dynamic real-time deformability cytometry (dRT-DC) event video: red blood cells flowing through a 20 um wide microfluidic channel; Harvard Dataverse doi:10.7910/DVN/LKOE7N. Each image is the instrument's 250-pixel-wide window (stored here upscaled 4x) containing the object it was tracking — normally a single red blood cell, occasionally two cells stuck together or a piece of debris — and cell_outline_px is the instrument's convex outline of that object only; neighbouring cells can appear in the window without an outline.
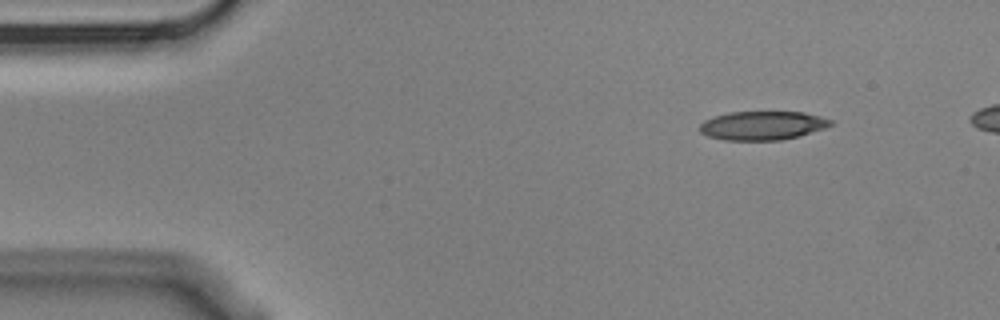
{"species": "Egyptian fruit bat (a non-hibernating species)", "species_latin": "Rousettus aegyptiacus", "temperature_condition": "cold", "stored_images_in_passage": 9, "camera_frame_rate_fps": 3000, "um_per_image_px": 0.085, "animal": {"sex": "male"}, "frame": {"image": 1, "passage_image": 1, "time_ms": 0.0, "image_size_px": [1000, 320], "cell_outline_px": [[832, 124], [824, 128], [796, 136], [780, 140], [724, 140], [708, 136], [700, 132], [700, 124], [704, 120], [712, 116], [728, 112], [804, 112], [820, 116], [832, 120]], "centroid_in_image_um": [64.76, 10.66], "position_along_channel_um": 20.2, "area_um2": 21.85}}
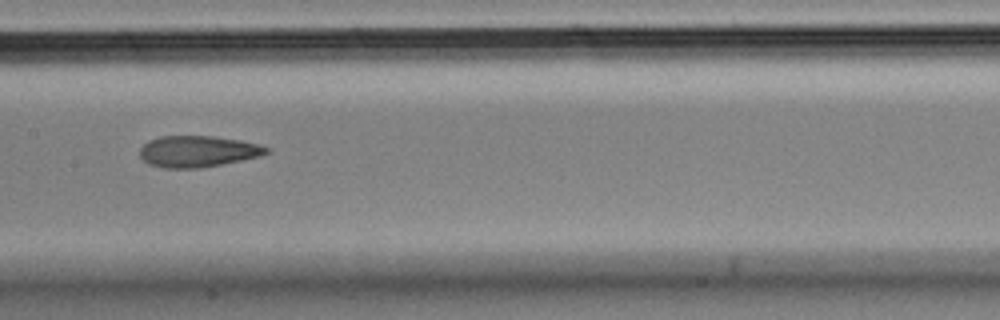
{"frame": {"image": 2, "passage_image": 7, "time_ms": 2.0, "image_size_px": [1000, 320], "cell_outline_px": [[272, 152], [260, 156], [200, 168], [164, 168], [148, 164], [140, 156], [140, 148], [148, 140], [160, 136], [212, 136], [240, 140], [260, 144], [268, 148]], "centroid_in_image_um": [16.81, 12.86], "position_along_channel_um": 190.6, "area_um2": 23.12}}
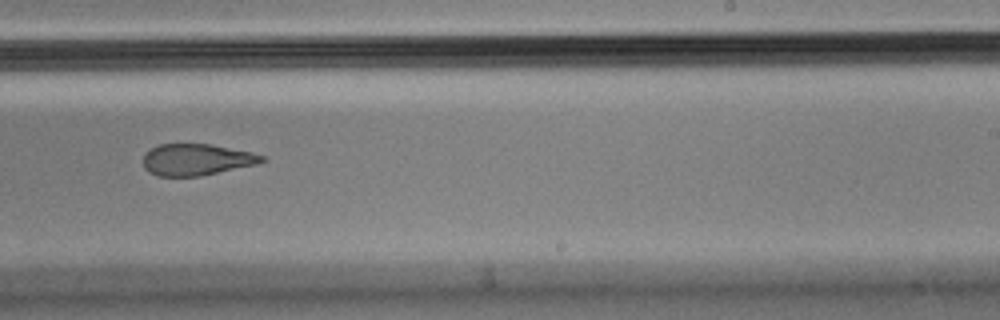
{"frame": {"image": 3, "passage_image": 9, "time_ms": 2.667, "image_size_px": [1000, 320], "cell_outline_px": [[268, 160], [256, 164], [200, 176], [156, 176], [148, 172], [144, 168], [144, 156], [152, 148], [160, 144], [208, 144], [252, 152], [264, 156]], "centroid_in_image_um": [16.71, 13.57], "position_along_channel_um": 272.3, "area_um2": 21.62}}